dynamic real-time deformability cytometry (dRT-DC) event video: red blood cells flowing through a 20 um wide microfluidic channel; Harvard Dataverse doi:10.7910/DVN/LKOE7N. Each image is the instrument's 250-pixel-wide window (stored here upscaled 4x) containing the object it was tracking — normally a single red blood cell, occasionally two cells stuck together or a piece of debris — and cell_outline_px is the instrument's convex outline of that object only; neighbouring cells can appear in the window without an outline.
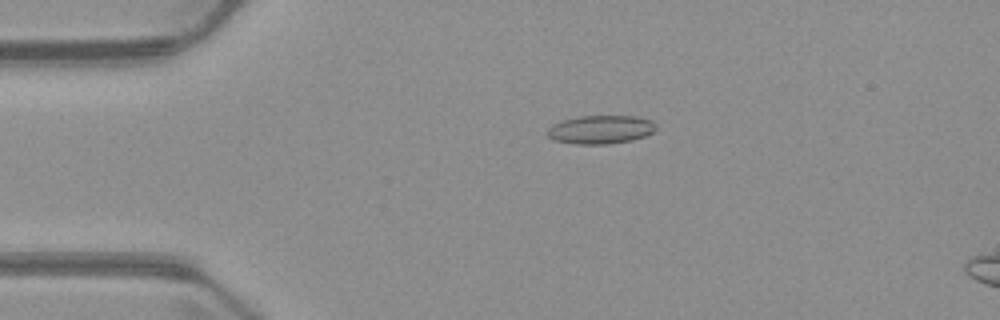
{"species": "common noctule bat (a hibernating species)", "species_latin": "Nyctalus noctula", "temperature_condition": "warm", "stored_images_in_passage": 5, "camera_frame_rate_fps": 3000, "um_per_image_px": 0.085, "animal": {"sex": "male", "body_mass_g": 23.1, "forearm_length_mm": 52.7}, "frame": {"image": 1, "passage_image": 3, "time_ms": 2.667, "image_size_px": [1000, 320], "cell_outline_px": [[656, 128], [652, 132], [644, 136], [632, 140], [608, 144], [576, 144], [552, 140], [548, 136], [548, 128], [552, 124], [576, 116], [636, 116], [652, 120], [656, 124]], "centroid_in_image_um": [51.05, 11.01], "position_along_channel_um": 34.0, "area_um2": 18.09}}